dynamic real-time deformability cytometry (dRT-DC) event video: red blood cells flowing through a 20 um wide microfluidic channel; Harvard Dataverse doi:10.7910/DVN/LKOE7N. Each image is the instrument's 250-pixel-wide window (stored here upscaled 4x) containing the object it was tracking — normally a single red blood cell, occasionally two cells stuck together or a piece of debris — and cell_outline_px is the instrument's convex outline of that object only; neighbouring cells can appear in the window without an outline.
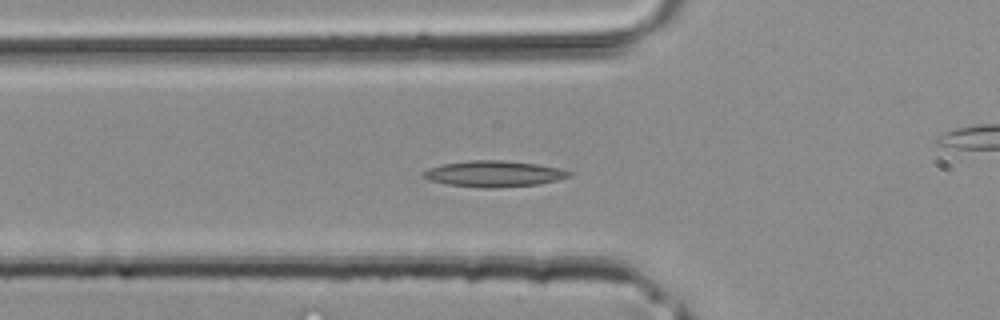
{"species": "common noctule bat (a hibernating species)", "species_latin": "Nyctalus noctula", "temperature_condition": "room temperature", "stored_images_in_passage": 43, "camera_frame_rate_fps": 3000, "um_per_image_px": 0.085, "animal": {"sex": "male", "body_mass_g": 20.4}, "frame": {"image": 1, "passage_image": 14, "time_ms": 4.333, "image_size_px": [1000, 320], "cell_outline_px": [[572, 176], [556, 180], [536, 184], [492, 188], [484, 188], [448, 184], [432, 180], [420, 176], [420, 172], [428, 168], [444, 164], [468, 160], [500, 160], [536, 164], [560, 168], [572, 172]], "centroid_in_image_um": [41.96, 14.76], "position_along_channel_um": 83.8, "area_um2": 21.96}}
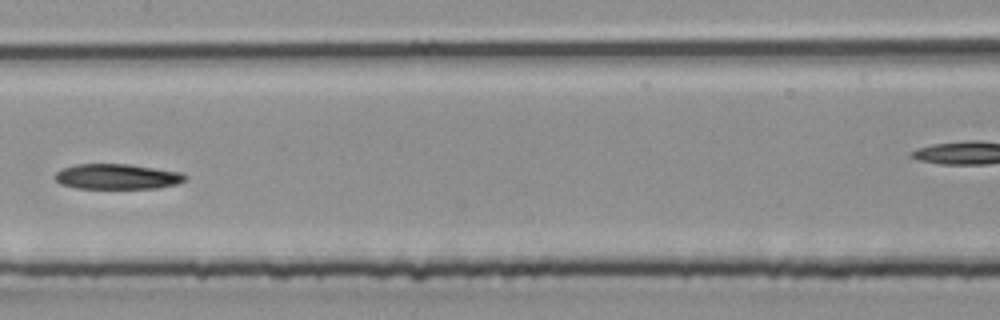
{"frame": {"image": 2, "passage_image": 21, "time_ms": 6.667, "image_size_px": [1000, 320], "cell_outline_px": [[188, 180], [176, 184], [156, 188], [76, 188], [60, 184], [52, 176], [56, 172], [64, 168], [76, 164], [128, 164], [184, 172], [188, 176]], "centroid_in_image_um": [9.99, 15.01], "position_along_channel_um": 197.4, "area_um2": 19.36}}
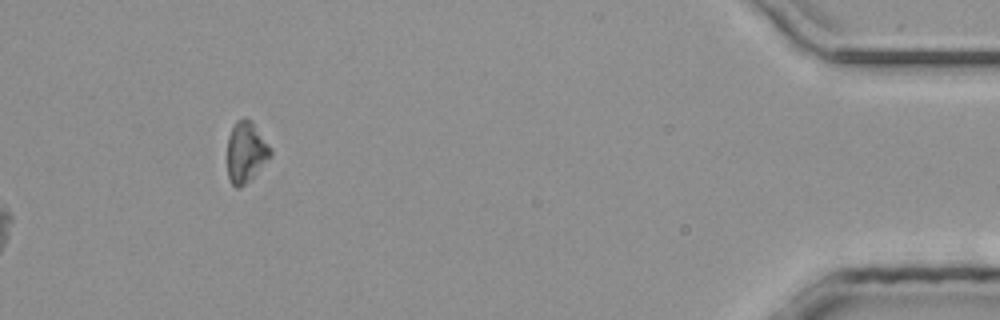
{"frame": {"image": 3, "passage_image": 43, "time_ms": 14.0, "image_size_px": [1000, 320], "cell_outline_px": [[272, 156], [240, 188], [236, 188], [232, 184], [228, 176], [228, 136], [236, 120], [244, 116], [252, 120], [268, 144], [272, 152]], "centroid_in_image_um": [20.9, 12.88], "position_along_channel_um": 414.3, "area_um2": 15.2}}